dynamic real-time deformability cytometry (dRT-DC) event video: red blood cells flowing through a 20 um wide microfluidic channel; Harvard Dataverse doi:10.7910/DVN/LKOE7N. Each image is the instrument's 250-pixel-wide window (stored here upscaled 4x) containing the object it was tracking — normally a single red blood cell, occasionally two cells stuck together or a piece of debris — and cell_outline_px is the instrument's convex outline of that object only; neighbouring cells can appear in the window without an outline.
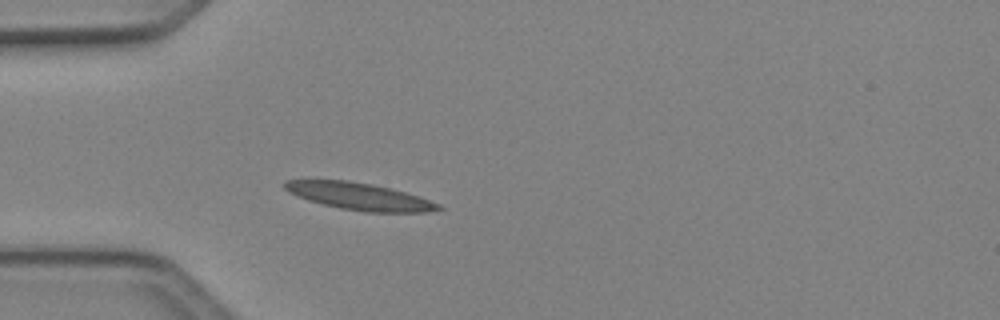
{"species": "Egyptian fruit bat (a non-hibernating species)", "species_latin": "Rousettus aegyptiacus", "temperature_condition": "cold", "stored_images_in_passage": 4, "camera_frame_rate_fps": 3000, "um_per_image_px": 0.085, "animal": {"sex": "female"}, "frame": {"image": 1, "passage_image": 4, "time_ms": 1.0, "image_size_px": [1000, 320], "cell_outline_px": [[444, 208], [428, 212], [364, 212], [340, 208], [308, 200], [296, 196], [288, 192], [284, 188], [284, 180], [348, 180], [372, 184], [420, 196], [440, 204]], "centroid_in_image_um": [30.55, 16.69], "position_along_channel_um": 54.5, "area_um2": 24.22}}